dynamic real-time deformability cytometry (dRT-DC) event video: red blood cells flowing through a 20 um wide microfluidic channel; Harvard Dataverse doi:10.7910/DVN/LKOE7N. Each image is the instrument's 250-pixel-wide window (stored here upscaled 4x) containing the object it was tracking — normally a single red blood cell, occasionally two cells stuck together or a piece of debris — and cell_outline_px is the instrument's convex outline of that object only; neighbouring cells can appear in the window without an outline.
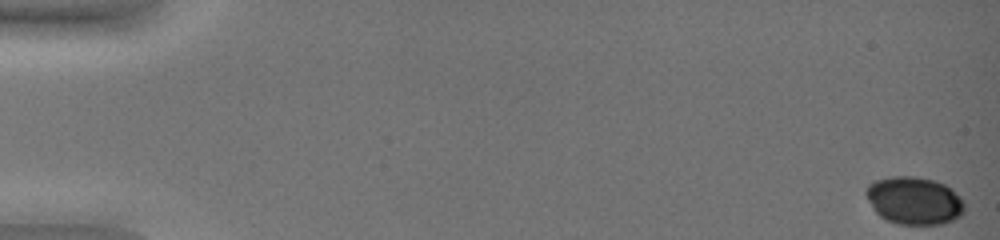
{"species": "common noctule bat (a hibernating species)", "species_latin": "Nyctalus noctula", "temperature_condition": "warm", "stored_images_in_passage": 35, "camera_frame_rate_fps": 3000, "um_per_image_px": 0.085, "animal": {"sex": "female", "body_mass_g": 19.0, "forearm_length_mm": 51.5}, "frame": {"image": 1, "passage_image": 1, "time_ms": 0.0, "image_size_px": [1000, 240], "cell_outline_px": [[968, 208], [960, 216], [944, 224], [900, 224], [888, 220], [880, 216], [876, 212], [868, 200], [864, 192], [868, 184], [876, 180], [892, 176], [916, 176], [936, 180], [952, 188], [964, 200]], "centroid_in_image_um": [77.75, 17.04], "position_along_channel_um": 7.2, "area_um2": 27.74}}
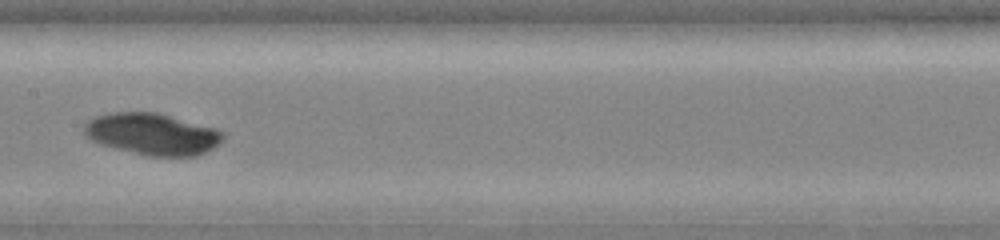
{"frame": {"image": 2, "passage_image": 16, "time_ms": 5.0, "image_size_px": [1000, 240], "cell_outline_px": [[224, 140], [220, 144], [196, 156], [148, 156], [100, 144], [84, 136], [84, 124], [88, 120], [96, 116], [112, 112], [156, 112], [216, 128], [224, 132]], "centroid_in_image_um": [12.95, 11.39], "position_along_channel_um": 194.4, "area_um2": 33.76}}
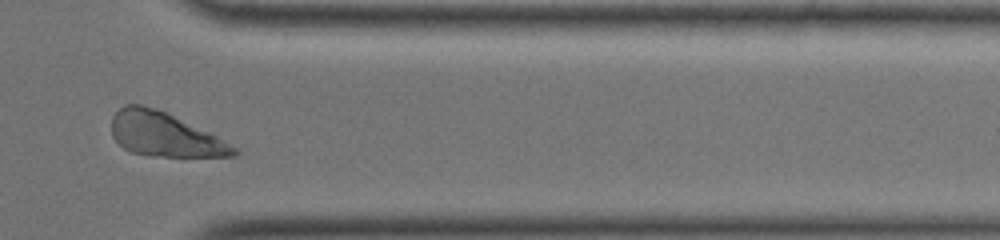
{"frame": {"image": 3, "passage_image": 29, "time_ms": 9.333, "image_size_px": [1000, 240], "cell_outline_px": [[240, 152], [236, 156], [152, 156], [128, 152], [112, 136], [112, 116], [124, 104], [140, 104], [156, 108], [208, 132], [232, 144]], "centroid_in_image_um": [13.96, 11.44], "position_along_channel_um": 397.4, "area_um2": 31.1}}